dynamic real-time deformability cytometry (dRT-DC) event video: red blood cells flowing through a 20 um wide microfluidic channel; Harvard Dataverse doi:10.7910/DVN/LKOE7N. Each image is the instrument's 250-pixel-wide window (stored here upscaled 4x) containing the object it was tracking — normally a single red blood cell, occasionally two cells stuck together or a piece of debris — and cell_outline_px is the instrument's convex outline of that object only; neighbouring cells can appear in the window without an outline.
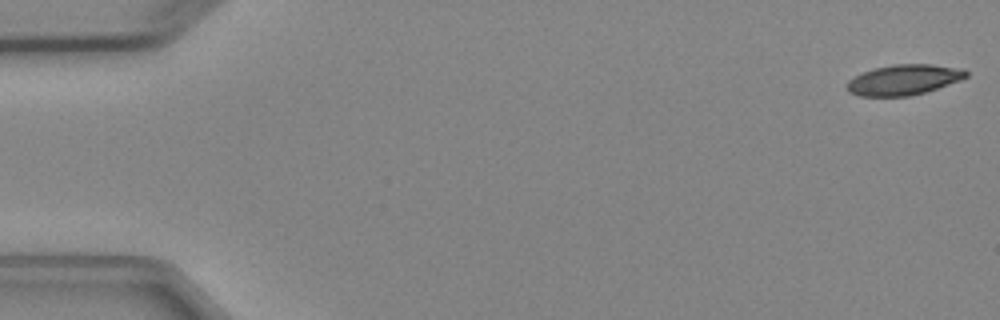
{"species": "Egyptian fruit bat (a non-hibernating species)", "species_latin": "Rousettus aegyptiacus", "temperature_condition": "cold", "stored_images_in_passage": 4, "camera_frame_rate_fps": 3000, "um_per_image_px": 0.085, "animal": {"sex": "female"}, "frame": {"image": 1, "passage_image": 1, "time_ms": 0.0, "image_size_px": [1000, 320], "cell_outline_px": [[968, 76], [960, 80], [924, 92], [908, 96], [856, 96], [848, 92], [848, 80], [872, 68], [892, 64], [932, 64], [964, 68], [968, 72]], "centroid_in_image_um": [76.83, 6.77], "position_along_channel_um": 8.2, "area_um2": 21.1}}